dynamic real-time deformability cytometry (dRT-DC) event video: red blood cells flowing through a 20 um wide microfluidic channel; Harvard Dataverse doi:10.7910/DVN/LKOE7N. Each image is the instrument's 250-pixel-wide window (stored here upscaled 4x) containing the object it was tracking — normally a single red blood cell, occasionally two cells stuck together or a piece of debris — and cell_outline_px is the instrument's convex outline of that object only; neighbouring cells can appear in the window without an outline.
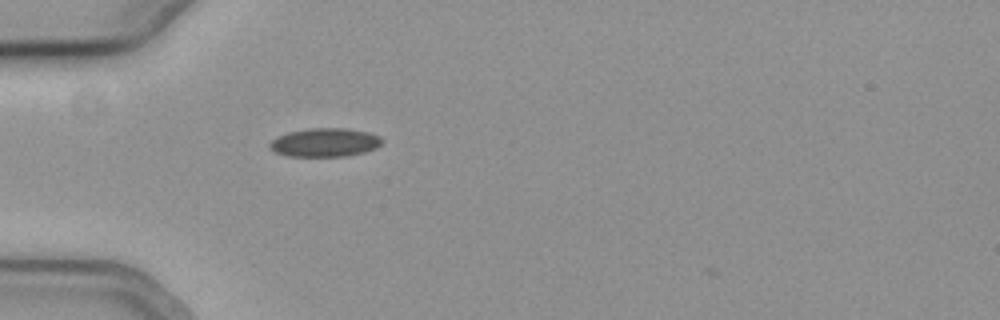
{"species": "common noctule bat (a hibernating species)", "species_latin": "Nyctalus noctula", "temperature_condition": "cold", "stored_images_in_passage": 29, "camera_frame_rate_fps": 3000, "um_per_image_px": 0.085, "animal": {"sex": "female", "body_mass_g": 19.3, "forearm_length_mm": 54.1}, "frame": {"image": 1, "passage_image": 1, "time_ms": 0.0, "image_size_px": [1000, 320], "cell_outline_px": [[384, 140], [376, 148], [364, 152], [344, 156], [288, 156], [276, 152], [268, 148], [268, 144], [276, 136], [288, 132], [308, 128], [344, 128], [368, 132], [380, 136]], "centroid_in_image_um": [27.59, 12.1], "position_along_channel_um": 57.4, "area_um2": 18.79}}
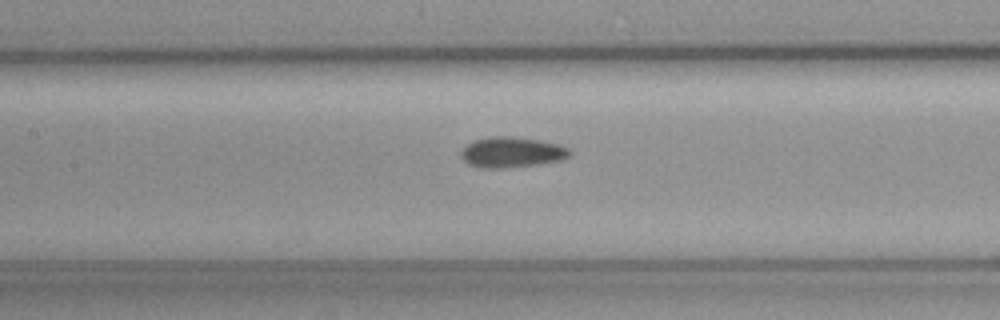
{"frame": {"image": 2, "passage_image": 10, "time_ms": 3.0, "image_size_px": [1000, 320], "cell_outline_px": [[568, 156], [560, 160], [536, 164], [500, 168], [480, 168], [468, 164], [460, 156], [460, 152], [468, 144], [476, 140], [492, 136], [512, 136], [540, 140], [556, 144], [568, 148]], "centroid_in_image_um": [43.44, 12.94], "position_along_channel_um": 164.0, "area_um2": 18.96}}
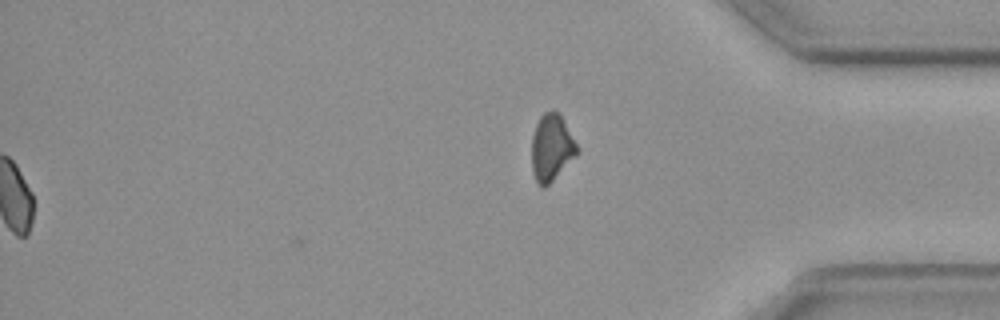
{"frame": {"image": 3, "passage_image": 29, "time_ms": 9.333, "image_size_px": [1000, 320], "cell_outline_px": [[580, 152], [544, 188], [540, 188], [532, 172], [532, 136], [536, 124], [540, 116], [544, 112], [552, 108], [560, 112]], "centroid_in_image_um": [46.87, 12.51], "position_along_channel_um": 388.3, "area_um2": 17.74}}